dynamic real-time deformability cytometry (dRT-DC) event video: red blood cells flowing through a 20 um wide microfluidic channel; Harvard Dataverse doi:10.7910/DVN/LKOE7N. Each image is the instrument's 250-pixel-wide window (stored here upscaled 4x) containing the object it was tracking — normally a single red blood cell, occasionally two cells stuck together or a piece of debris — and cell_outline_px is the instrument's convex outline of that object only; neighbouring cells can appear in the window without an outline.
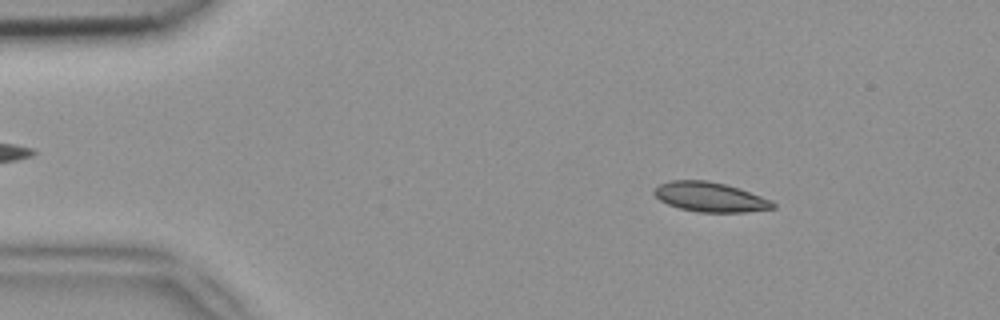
{"species": "common noctule bat (a hibernating species)", "species_latin": "Nyctalus noctula", "temperature_condition": "room temperature", "stored_images_in_passage": 49, "camera_frame_rate_fps": 3000, "um_per_image_px": 0.085, "animal": {"sex": "female", "body_mass_g": 18.4}, "frame": {"image": 1, "passage_image": 7, "time_ms": 2.0, "image_size_px": [1000, 320], "cell_outline_px": [[776, 208], [744, 212], [700, 212], [680, 208], [668, 204], [660, 200], [652, 192], [660, 184], [672, 180], [708, 180], [740, 188], [772, 200], [776, 204]], "centroid_in_image_um": [60.39, 16.74], "position_along_channel_um": 24.6, "area_um2": 20.46}}
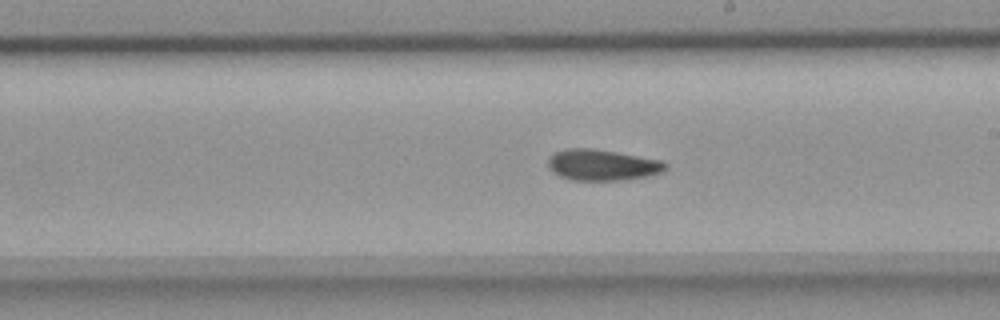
{"frame": {"image": 2, "passage_image": 28, "time_ms": 9.0, "image_size_px": [1000, 320], "cell_outline_px": [[668, 168], [664, 172], [648, 176], [620, 180], [572, 180], [560, 176], [552, 172], [548, 164], [548, 156], [552, 152], [568, 148], [592, 148], [664, 160], [668, 164]], "centroid_in_image_um": [51.21, 14.01], "position_along_channel_um": 237.8, "area_um2": 21.56}}
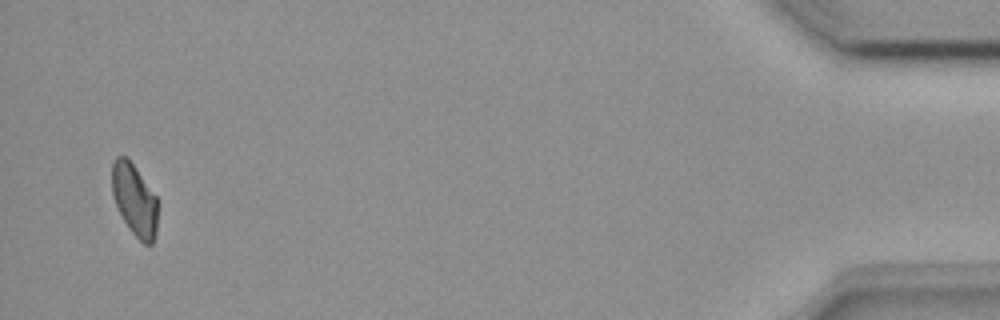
{"frame": {"image": 3, "passage_image": 48, "time_ms": 15.667, "image_size_px": [1000, 320], "cell_outline_px": [[156, 232], [152, 244], [144, 244], [128, 228], [116, 204], [112, 192], [112, 160], [116, 156], [128, 156], [156, 196]], "centroid_in_image_um": [11.41, 16.93], "position_along_channel_um": 423.8, "area_um2": 19.02}}